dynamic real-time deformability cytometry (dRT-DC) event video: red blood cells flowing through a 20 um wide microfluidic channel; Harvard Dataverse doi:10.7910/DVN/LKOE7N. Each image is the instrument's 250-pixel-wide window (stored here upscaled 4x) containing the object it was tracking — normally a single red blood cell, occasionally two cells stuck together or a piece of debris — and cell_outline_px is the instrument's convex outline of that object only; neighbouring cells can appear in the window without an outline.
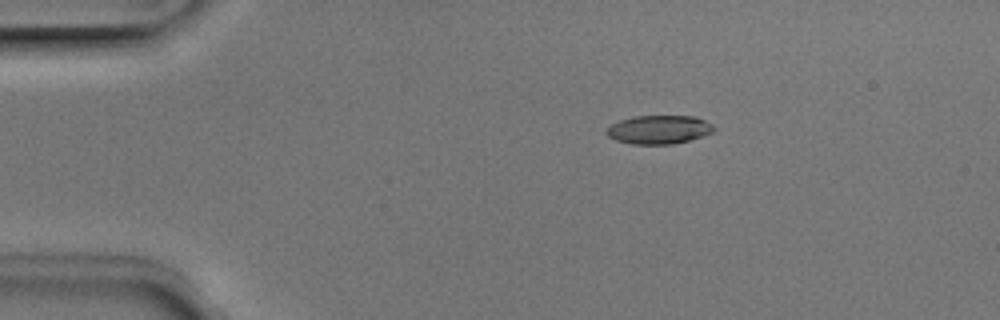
{"species": "Egyptian fruit bat (a non-hibernating species)", "species_latin": "Rousettus aegyptiacus", "temperature_condition": "room temperature", "stored_images_in_passage": 6, "camera_frame_rate_fps": 3000, "um_per_image_px": 0.085, "animal": {"sex": "male"}, "frame": {"image": 1, "passage_image": 3, "time_ms": 0.667, "image_size_px": [1000, 320], "cell_outline_px": [[716, 128], [712, 132], [688, 140], [672, 144], [632, 144], [616, 140], [608, 136], [604, 132], [612, 124], [620, 120], [632, 116], [696, 116], [712, 124]], "centroid_in_image_um": [55.99, 11.01], "position_along_channel_um": 29.0, "area_um2": 17.8}}
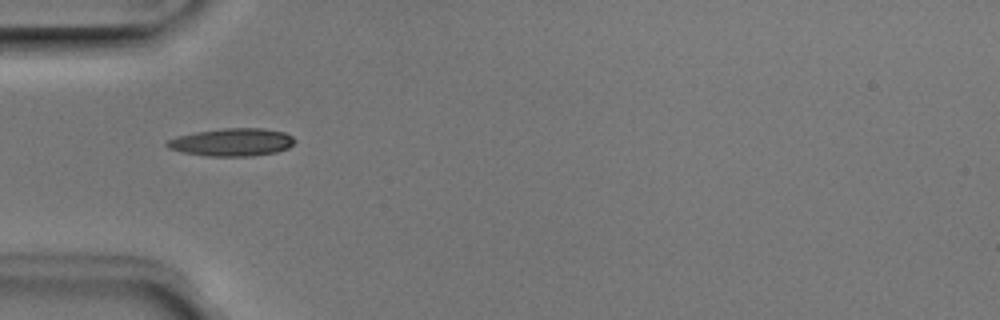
{"frame": {"image": 2, "passage_image": 5, "time_ms": 1.333, "image_size_px": [1000, 320], "cell_outline_px": [[296, 140], [288, 148], [276, 152], [252, 156], [208, 156], [184, 152], [168, 148], [164, 144], [168, 140], [176, 136], [196, 132], [224, 128], [264, 128], [284, 132], [292, 136]], "centroid_in_image_um": [19.72, 12.08], "position_along_channel_um": 65.3, "area_um2": 20.63}}